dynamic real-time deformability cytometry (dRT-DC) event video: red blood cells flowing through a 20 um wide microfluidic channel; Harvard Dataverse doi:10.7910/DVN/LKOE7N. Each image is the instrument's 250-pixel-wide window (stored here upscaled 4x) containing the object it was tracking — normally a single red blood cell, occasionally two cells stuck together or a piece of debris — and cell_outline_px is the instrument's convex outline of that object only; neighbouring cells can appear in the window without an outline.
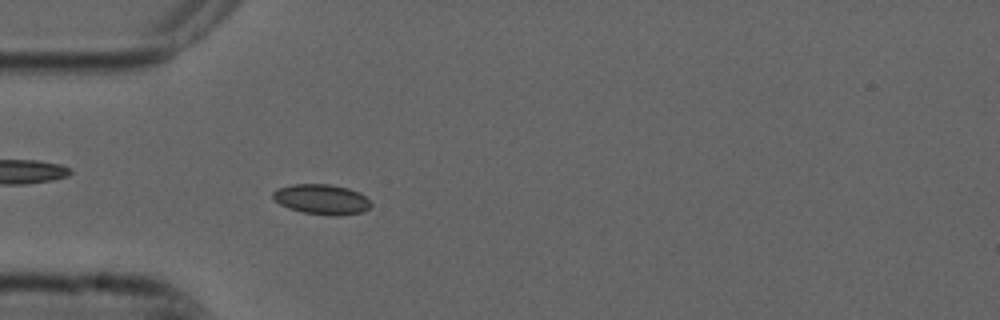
{"species": "common noctule bat (a hibernating species)", "species_latin": "Nyctalus noctula", "temperature_condition": "cold", "stored_images_in_passage": 54, "camera_frame_rate_fps": 3000, "um_per_image_px": 0.085, "animal": {"sex": "male", "forearm_length_mm": 52.5}, "frame": {"image": 1, "passage_image": 16, "time_ms": 5.0, "image_size_px": [1000, 320], "cell_outline_px": [[372, 204], [368, 208], [360, 212], [340, 216], [328, 216], [304, 212], [288, 208], [280, 204], [272, 196], [272, 192], [276, 188], [292, 184], [328, 184], [348, 188], [360, 192]], "centroid_in_image_um": [27.32, 16.94], "position_along_channel_um": 57.7, "area_um2": 17.22}}
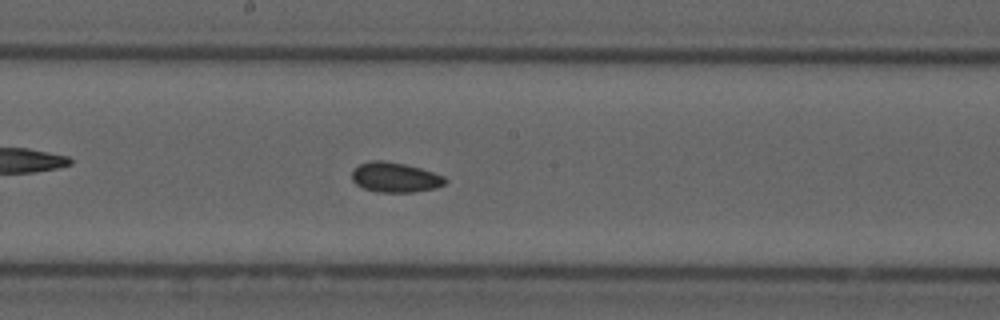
{"frame": {"image": 2, "passage_image": 29, "time_ms": 9.333, "image_size_px": [1000, 320], "cell_outline_px": [[448, 180], [444, 184], [436, 188], [412, 192], [376, 192], [364, 188], [356, 184], [352, 180], [352, 168], [360, 164], [372, 160], [384, 160], [404, 164], [420, 168], [444, 176]], "centroid_in_image_um": [33.56, 15.07], "position_along_channel_um": 214.6, "area_um2": 16.3}}
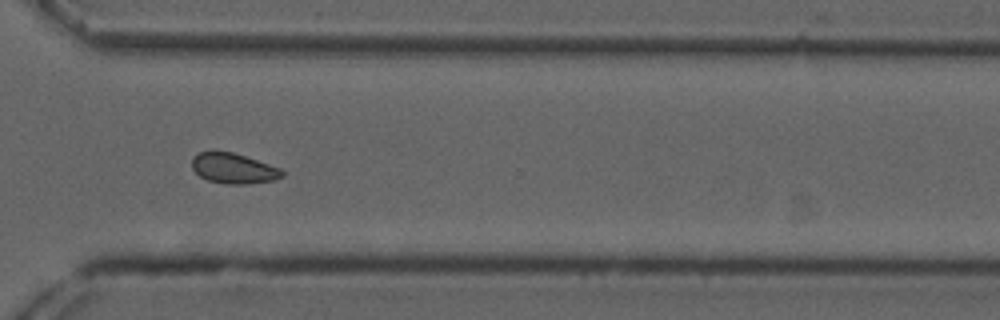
{"frame": {"image": 3, "passage_image": 40, "time_ms": 13.0, "image_size_px": [1000, 320], "cell_outline_px": [[284, 176], [276, 180], [248, 184], [224, 184], [208, 180], [200, 176], [192, 168], [192, 156], [200, 152], [232, 152], [280, 168], [284, 172]], "centroid_in_image_um": [19.86, 14.33], "position_along_channel_um": 350.7, "area_um2": 15.84}, "authors_computed_cell_mechanics": {"area_um2": 16.4152, "velocity_mm_per_s": 3.7182, "shape_relaxation_time_tau1_ms": null, "shape_relaxation_time_tau2_ms": 3.6205, "deformation_change_tau1": null, "deformation_change_tau2": 0.072}}